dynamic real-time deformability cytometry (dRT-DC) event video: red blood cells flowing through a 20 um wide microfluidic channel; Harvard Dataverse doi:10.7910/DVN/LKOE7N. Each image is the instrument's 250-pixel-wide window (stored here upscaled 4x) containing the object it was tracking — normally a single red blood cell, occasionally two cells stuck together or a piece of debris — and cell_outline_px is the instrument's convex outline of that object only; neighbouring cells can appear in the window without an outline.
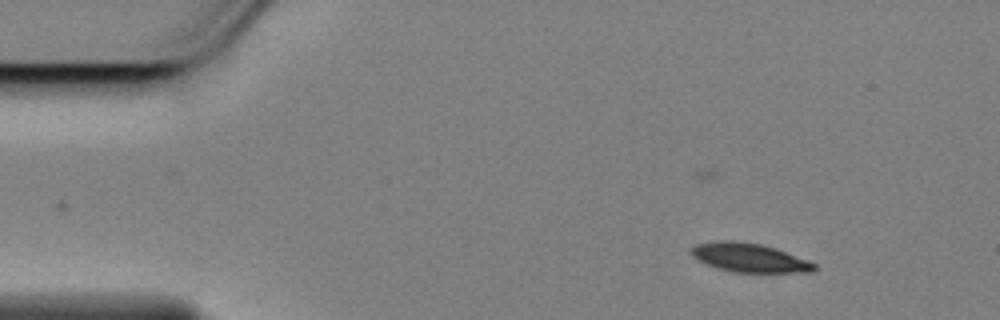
{"species": "Egyptian fruit bat (a non-hibernating species)", "species_latin": "Rousettus aegyptiacus", "temperature_condition": "cold", "stored_images_in_passage": 52, "camera_frame_rate_fps": 3000, "um_per_image_px": 0.085, "animal": {"sex": "female"}, "frame": {"image": 1, "passage_image": 1, "time_ms": 0.0, "image_size_px": [1000, 320], "cell_outline_px": [[816, 272], [736, 272], [720, 268], [708, 264], [692, 256], [688, 252], [688, 248], [696, 244], [716, 240], [736, 240], [760, 244], [776, 248], [808, 260], [816, 264]], "centroid_in_image_um": [63.68, 21.88], "position_along_channel_um": 21.3, "area_um2": 20.75}}
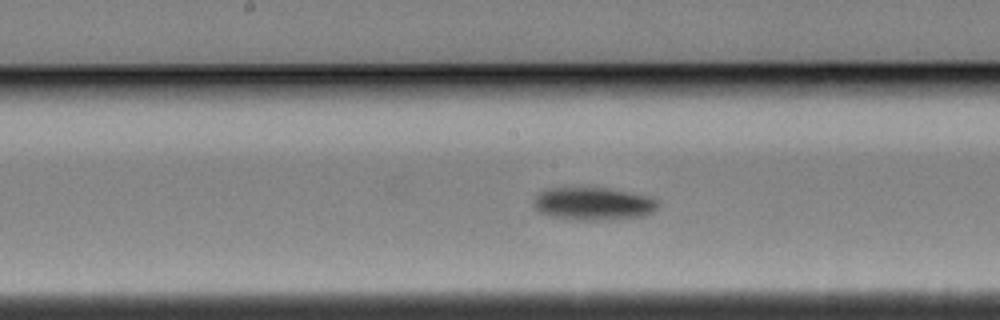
{"frame": {"image": 2, "passage_image": 23, "time_ms": 7.333, "image_size_px": [1000, 320], "cell_outline_px": [[660, 204], [652, 212], [644, 216], [612, 220], [580, 220], [552, 216], [540, 212], [532, 204], [532, 200], [540, 192], [548, 188], [608, 188], [652, 196], [660, 200]], "centroid_in_image_um": [50.49, 17.31], "position_along_channel_um": 197.7, "area_um2": 24.04}}
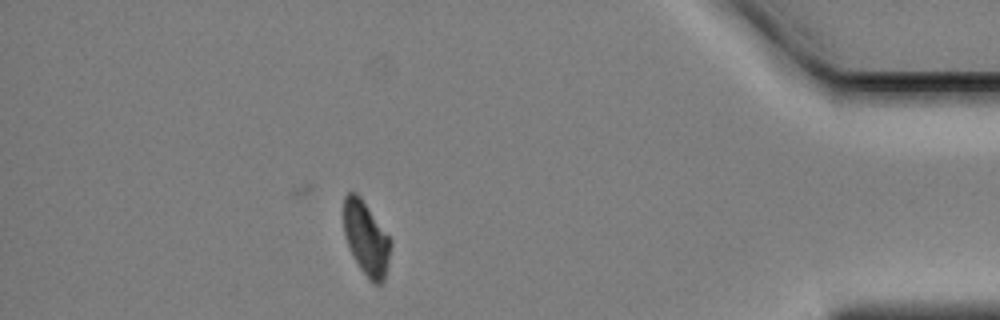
{"frame": {"image": 3, "passage_image": 45, "time_ms": 14.667, "image_size_px": [1000, 320], "cell_outline_px": [[392, 244], [388, 264], [384, 280], [380, 284], [372, 284], [368, 280], [360, 268], [344, 236], [344, 196], [348, 192], [356, 192], [360, 196], [392, 240]], "centroid_in_image_um": [31.14, 20.27], "position_along_channel_um": 404.1, "area_um2": 20.17}, "authors_computed_cell_mechanics": {"area_um2": 22.3686, "velocity_mm_per_s": 3.4332, "shape_relaxation_time_tau1_ms": 2.94, "shape_relaxation_time_tau2_ms": null, "deformation_change_tau1": 0.1229, "deformation_change_tau2": null}}